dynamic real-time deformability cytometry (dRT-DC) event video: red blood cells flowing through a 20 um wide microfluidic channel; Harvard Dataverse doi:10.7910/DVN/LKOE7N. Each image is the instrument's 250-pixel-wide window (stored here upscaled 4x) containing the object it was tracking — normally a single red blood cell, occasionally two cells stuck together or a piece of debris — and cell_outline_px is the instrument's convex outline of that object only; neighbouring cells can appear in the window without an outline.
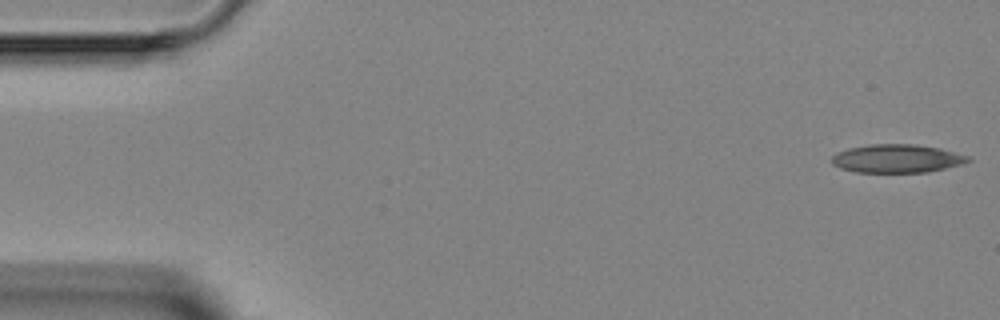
{"species": "Egyptian fruit bat (a non-hibernating species)", "species_latin": "Rousettus aegyptiacus", "temperature_condition": "room temperature", "stored_images_in_passage": 6, "camera_frame_rate_fps": 3000, "um_per_image_px": 0.085, "animal": {"sex": "female"}, "frame": {"image": 1, "passage_image": 1, "time_ms": 0.0, "image_size_px": [1000, 320], "cell_outline_px": [[972, 160], [960, 164], [928, 172], [856, 172], [840, 168], [832, 164], [832, 156], [836, 152], [848, 148], [872, 144], [912, 144], [940, 148], [972, 156]], "centroid_in_image_um": [76.25, 13.47], "position_along_channel_um": 8.8, "area_um2": 22.54}}
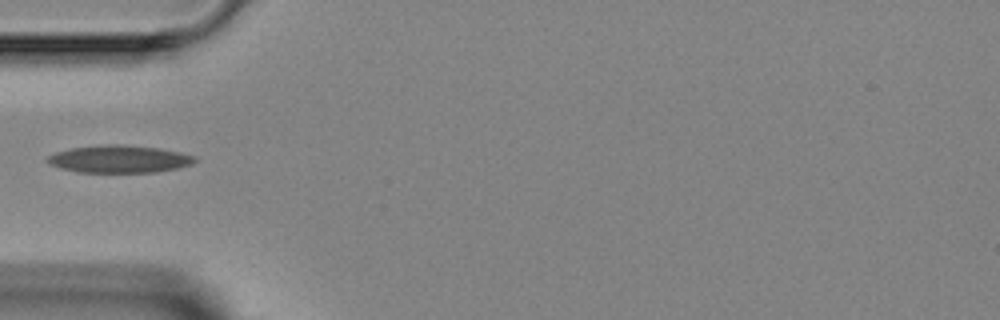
{"frame": {"image": 2, "passage_image": 5, "time_ms": 4.667, "image_size_px": [1000, 320], "cell_outline_px": [[196, 160], [192, 164], [176, 168], [156, 172], [80, 172], [60, 168], [48, 164], [44, 160], [48, 156], [56, 152], [72, 148], [100, 144], [128, 144], [160, 148], [180, 152], [196, 156]], "centroid_in_image_um": [10.12, 13.5], "position_along_channel_um": 74.9, "area_um2": 23.81}}
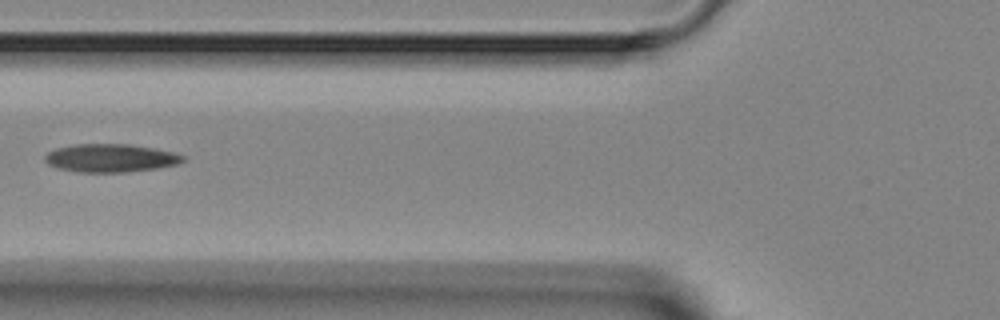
{"frame": {"image": 3, "passage_image": 6, "time_ms": 5.667, "image_size_px": [1000, 320], "cell_outline_px": [[184, 160], [176, 164], [156, 168], [124, 172], [76, 172], [60, 168], [48, 164], [44, 160], [44, 156], [48, 152], [56, 148], [76, 144], [128, 144], [152, 148], [172, 152], [184, 156]], "centroid_in_image_um": [9.35, 13.43], "position_along_channel_um": 116.4, "area_um2": 22.37}}